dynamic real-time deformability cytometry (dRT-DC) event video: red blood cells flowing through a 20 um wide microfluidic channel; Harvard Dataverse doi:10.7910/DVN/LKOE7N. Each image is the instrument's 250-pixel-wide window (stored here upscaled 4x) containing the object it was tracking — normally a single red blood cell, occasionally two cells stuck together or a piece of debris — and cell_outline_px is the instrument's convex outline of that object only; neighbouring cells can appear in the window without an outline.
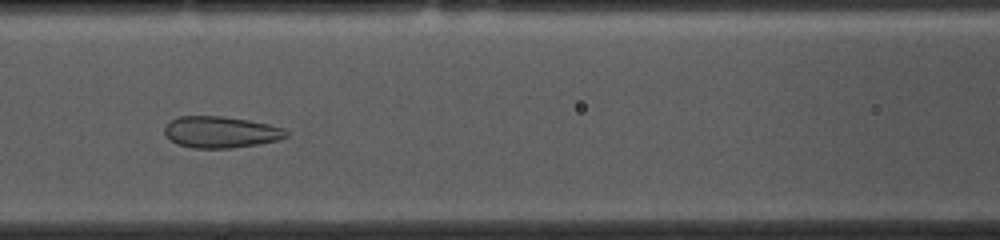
{"species": "common noctule bat (a hibernating species)", "species_latin": "Nyctalus noctula", "temperature_condition": "cold", "stored_images_in_passage": 48, "camera_frame_rate_fps": 3000, "um_per_image_px": 0.085, "animal": {"sex": "female", "body_mass_g": 10.0, "forearm_length_mm": 53.1}, "frame": {"image": 1, "passage_image": 17, "time_ms": 5.333, "image_size_px": [1000, 240], "cell_outline_px": [[288, 136], [280, 140], [256, 144], [228, 148], [192, 148], [176, 144], [164, 132], [164, 128], [168, 120], [176, 116], [224, 116], [248, 120], [268, 124], [284, 128], [288, 132]], "centroid_in_image_um": [18.74, 11.22], "position_along_channel_um": 147.9, "area_um2": 22.43}}
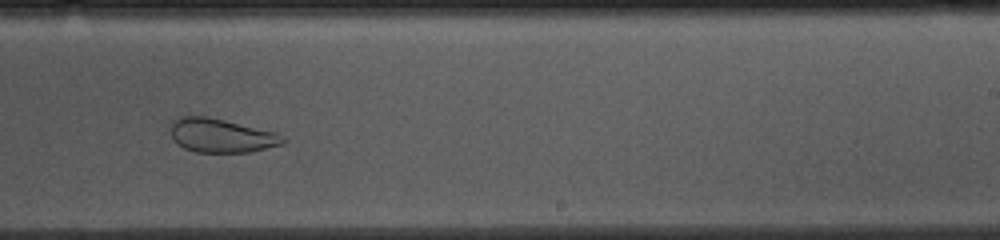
{"frame": {"image": 2, "passage_image": 27, "time_ms": 8.667, "image_size_px": [1000, 240], "cell_outline_px": [[288, 140], [284, 144], [248, 152], [196, 152], [184, 148], [176, 144], [172, 140], [172, 120], [180, 116], [208, 116], [276, 132], [284, 136]], "centroid_in_image_um": [18.82, 11.52], "position_along_channel_um": 270.2, "area_um2": 22.31}}
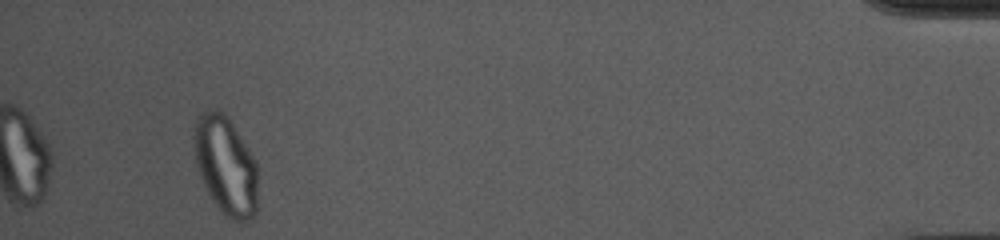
{"frame": {"image": 3, "passage_image": 45, "time_ms": 14.667, "image_size_px": [1000, 240], "cell_outline_px": [[256, 212], [252, 220], [244, 224], [240, 224], [228, 216], [212, 200], [200, 176], [196, 164], [196, 120], [204, 112], [220, 112], [228, 116], [252, 156], [256, 164]], "centroid_in_image_um": [19.22, 14.16], "position_along_channel_um": 416.0, "area_um2": 35.43}, "authors_computed_cell_mechanics": {"area_um2": 29.1023, "velocity_mm_per_s": 3.6843, "shape_relaxation_time_tau1_ms": null, "shape_relaxation_time_tau2_ms": 1.0574, "deformation_change_tau1": null, "deformation_change_tau2": 0.0598}}